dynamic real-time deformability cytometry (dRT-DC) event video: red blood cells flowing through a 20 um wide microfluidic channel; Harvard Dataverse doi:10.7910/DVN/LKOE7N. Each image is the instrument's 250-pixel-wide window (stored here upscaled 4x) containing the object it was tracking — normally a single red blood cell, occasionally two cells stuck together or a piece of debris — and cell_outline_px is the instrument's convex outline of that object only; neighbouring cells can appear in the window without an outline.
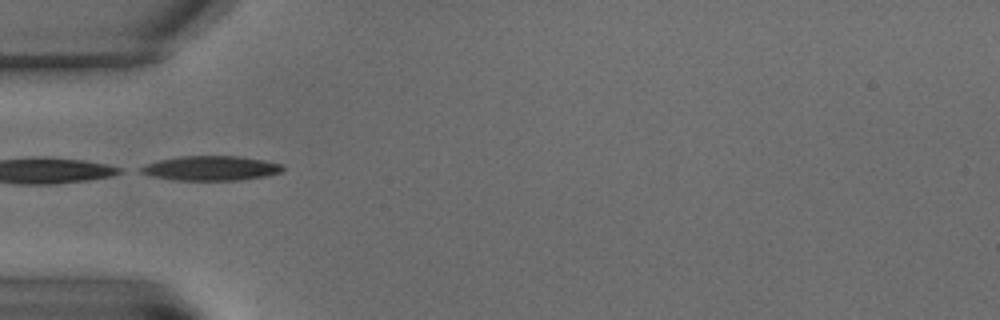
{"species": "common noctule bat (a hibernating species)", "species_latin": "Nyctalus noctula", "temperature_condition": "warm", "stored_images_in_passage": 2, "camera_frame_rate_fps": 3000, "um_per_image_px": 0.085, "animal": {"sex": "male", "body_mass_g": 15.6}, "frame": {"image": 1, "passage_image": 1, "time_ms": 0.0, "image_size_px": [1000, 320], "cell_outline_px": [[284, 172], [268, 176], [240, 180], [172, 180], [152, 176], [140, 172], [140, 168], [148, 164], [160, 160], [180, 156], [240, 156], [264, 160], [280, 164], [284, 168]], "centroid_in_image_um": [17.98, 14.3], "position_along_channel_um": 67.0, "area_um2": 20.35}}